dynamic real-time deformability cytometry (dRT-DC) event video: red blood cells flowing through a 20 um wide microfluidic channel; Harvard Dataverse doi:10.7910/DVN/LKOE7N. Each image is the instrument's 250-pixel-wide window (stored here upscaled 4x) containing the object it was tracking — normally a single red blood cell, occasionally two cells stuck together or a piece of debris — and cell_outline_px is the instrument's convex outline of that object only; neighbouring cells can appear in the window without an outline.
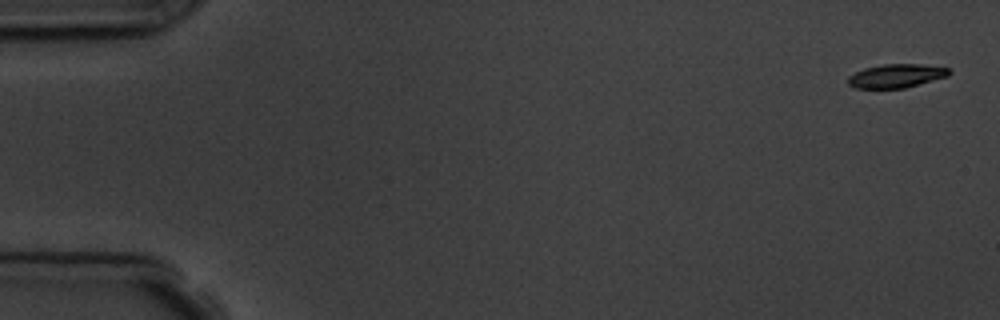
{"species": "common noctule bat (a hibernating species)", "species_latin": "Nyctalus noctula", "temperature_condition": "room temperature", "stored_images_in_passage": 7, "camera_frame_rate_fps": 3000, "um_per_image_px": 0.085, "animal": {"sex": "male", "body_mass_g": 19.5, "forearm_length_mm": 54.6}, "frame": {"image": 1, "passage_image": 1, "time_ms": 0.0, "image_size_px": [1000, 320], "cell_outline_px": [[952, 72], [948, 76], [904, 88], [856, 88], [848, 84], [848, 76], [864, 68], [884, 64], [920, 64], [948, 68]], "centroid_in_image_um": [76.18, 6.44], "position_along_channel_um": 8.8, "area_um2": 13.81}}
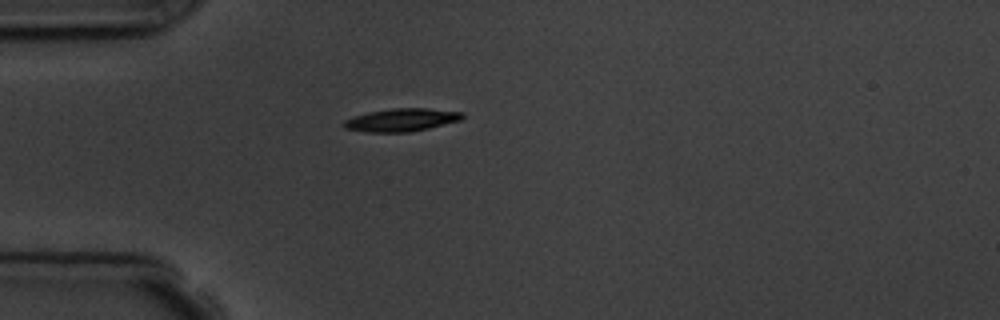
{"frame": {"image": 2, "passage_image": 5, "time_ms": 4.667, "image_size_px": [1000, 320], "cell_outline_px": [[464, 116], [460, 120], [428, 128], [408, 132], [364, 132], [344, 128], [344, 120], [368, 112], [392, 108], [428, 108], [464, 112]], "centroid_in_image_um": [34.14, 10.19], "position_along_channel_um": 50.9, "area_um2": 15.72}}